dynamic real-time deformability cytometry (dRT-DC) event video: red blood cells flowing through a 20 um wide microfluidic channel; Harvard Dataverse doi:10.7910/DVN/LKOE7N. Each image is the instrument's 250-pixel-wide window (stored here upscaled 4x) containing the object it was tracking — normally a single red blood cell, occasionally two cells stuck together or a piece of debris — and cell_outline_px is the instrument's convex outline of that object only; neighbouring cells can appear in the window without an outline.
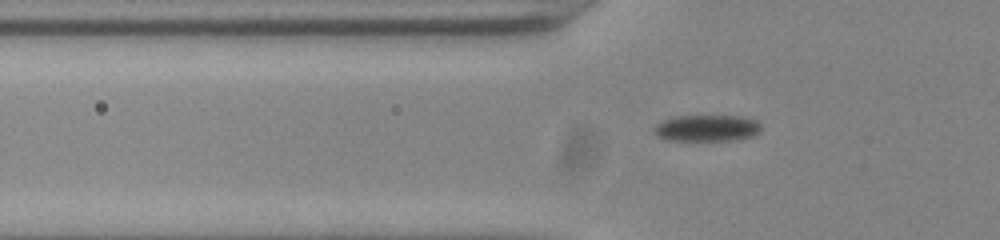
{"species": "common noctule bat (a hibernating species)", "species_latin": "Nyctalus noctula", "temperature_condition": "room temperature", "stored_images_in_passage": 37, "camera_frame_rate_fps": 3000, "um_per_image_px": 0.085, "animal": {"sex": "male", "body_mass_g": 20.0, "forearm_length_mm": 53.3}, "frame": {"image": 1, "passage_image": 4, "time_ms": 1.0, "image_size_px": [1000, 240], "cell_outline_px": [[760, 128], [752, 136], [728, 140], [668, 140], [660, 136], [652, 128], [656, 124], [664, 120], [676, 116], [740, 116], [756, 120], [760, 124]], "centroid_in_image_um": [60.06, 10.87], "position_along_channel_um": 65.7, "area_um2": 16.13}}
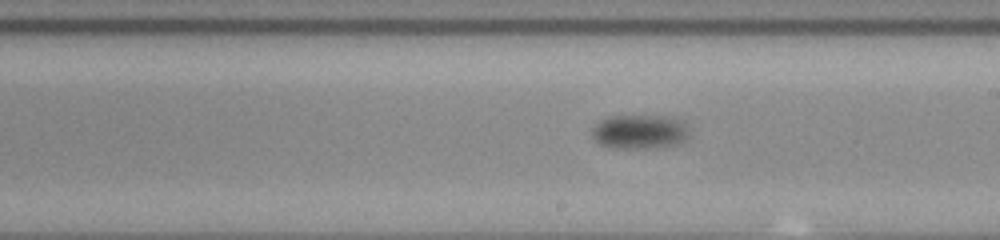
{"frame": {"image": 2, "passage_image": 18, "time_ms": 5.667, "image_size_px": [1000, 240], "cell_outline_px": [[688, 140], [680, 144], [652, 148], [616, 148], [600, 144], [592, 136], [592, 128], [600, 120], [608, 116], [672, 116], [684, 120], [688, 128]], "centroid_in_image_um": [54.44, 11.19], "position_along_channel_um": 234.6, "area_um2": 19.77}}
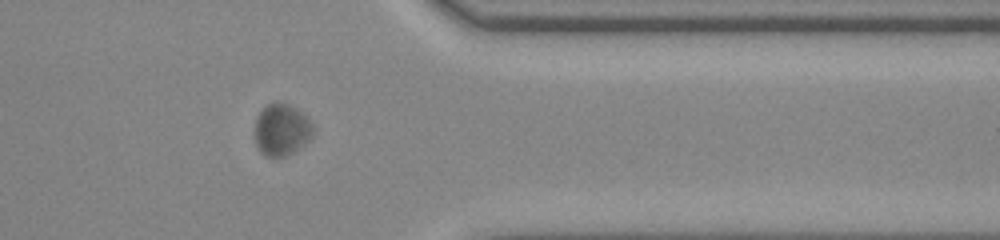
{"frame": {"image": 3, "passage_image": 31, "time_ms": 10.0, "image_size_px": [1000, 240], "cell_outline_px": [[312, 136], [304, 144], [292, 152], [284, 156], [264, 156], [260, 152], [256, 144], [256, 116], [268, 104], [276, 100], [288, 104], [296, 108], [312, 124]], "centroid_in_image_um": [23.91, 11.01], "position_along_channel_um": 387.5, "area_um2": 17.28}}